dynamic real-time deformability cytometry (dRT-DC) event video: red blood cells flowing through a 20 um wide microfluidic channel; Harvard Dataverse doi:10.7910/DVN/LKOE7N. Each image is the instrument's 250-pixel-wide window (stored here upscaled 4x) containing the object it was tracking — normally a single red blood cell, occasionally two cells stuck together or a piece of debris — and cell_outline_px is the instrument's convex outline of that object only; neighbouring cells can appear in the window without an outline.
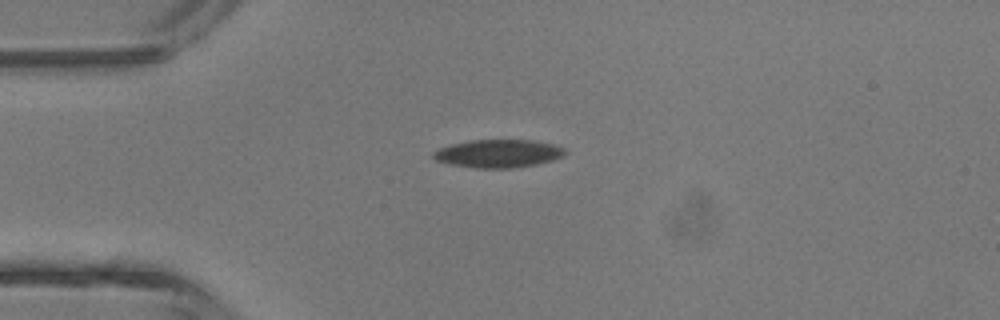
{"species": "common noctule bat (a hibernating species)", "species_latin": "Nyctalus noctula", "temperature_condition": "room temperature", "stored_images_in_passage": 2, "camera_frame_rate_fps": 3000, "um_per_image_px": 0.085, "animal": {"sex": "male", "body_mass_g": 13.3}, "frame": {"image": 1, "passage_image": 1, "time_ms": 0.0, "image_size_px": [1000, 320], "cell_outline_px": [[564, 152], [560, 156], [552, 160], [536, 164], [512, 168], [476, 168], [452, 164], [436, 160], [432, 156], [432, 152], [440, 148], [452, 144], [468, 140], [532, 140], [552, 144], [564, 148]], "centroid_in_image_um": [42.31, 13.04], "position_along_channel_um": 42.7, "area_um2": 21.21}}
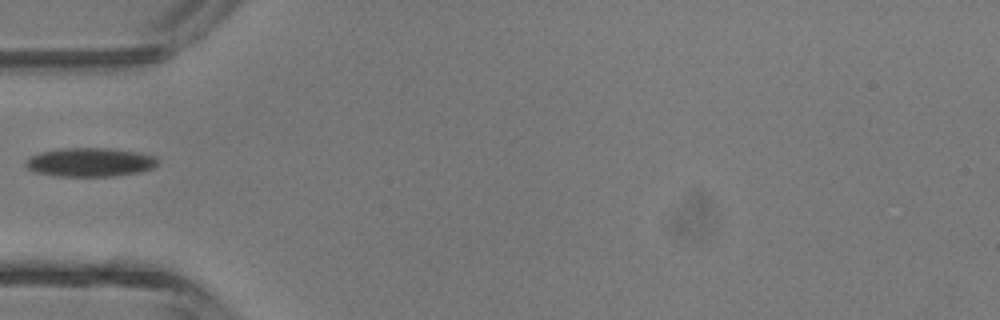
{"frame": {"image": 2, "passage_image": 2, "time_ms": 1.333, "image_size_px": [1000, 320], "cell_outline_px": [[160, 160], [152, 168], [136, 172], [112, 176], [56, 176], [32, 172], [24, 164], [32, 156], [40, 152], [60, 148], [108, 148], [136, 152], [156, 156]], "centroid_in_image_um": [7.63, 13.78], "position_along_channel_um": 77.4, "area_um2": 22.08}}